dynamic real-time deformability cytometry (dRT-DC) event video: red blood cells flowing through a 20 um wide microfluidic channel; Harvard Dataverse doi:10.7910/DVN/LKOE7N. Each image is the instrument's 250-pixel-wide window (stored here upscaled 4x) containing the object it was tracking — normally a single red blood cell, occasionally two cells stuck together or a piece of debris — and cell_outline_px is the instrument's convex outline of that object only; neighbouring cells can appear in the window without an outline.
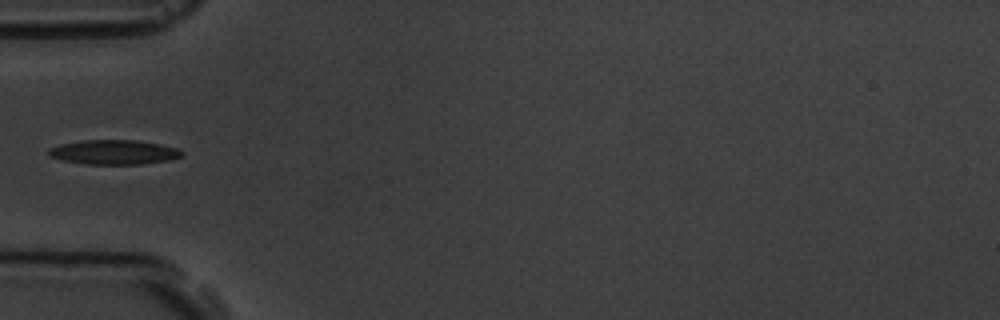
{"species": "common noctule bat (a hibernating species)", "species_latin": "Nyctalus noctula", "temperature_condition": "room temperature", "stored_images_in_passage": 9, "camera_frame_rate_fps": 3000, "um_per_image_px": 0.085, "animal": {"sex": "male", "body_mass_g": 19.5, "forearm_length_mm": 54.6}, "frame": {"image": 1, "passage_image": 6, "time_ms": 5.667, "image_size_px": [1000, 320], "cell_outline_px": [[184, 152], [180, 156], [172, 160], [140, 164], [84, 164], [60, 160], [48, 156], [48, 148], [60, 144], [84, 140], [136, 140], [160, 144], [180, 148]], "centroid_in_image_um": [9.67, 12.93], "position_along_channel_um": 75.3, "area_um2": 19.25}}
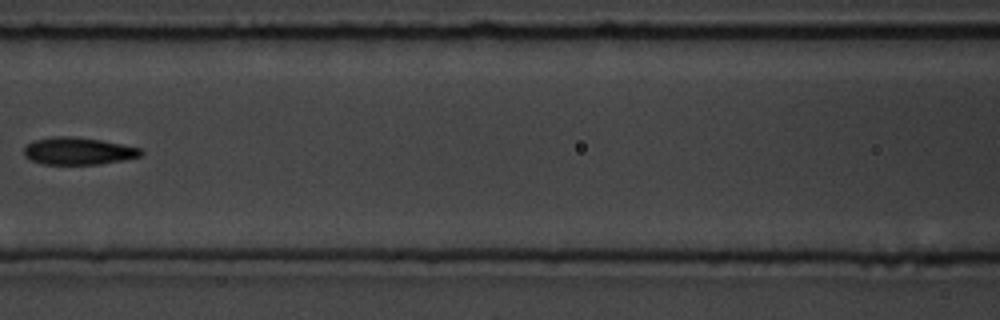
{"frame": {"image": 2, "passage_image": 8, "time_ms": 8.0, "image_size_px": [1000, 320], "cell_outline_px": [[144, 152], [140, 156], [124, 160], [100, 164], [44, 164], [32, 160], [24, 156], [24, 148], [32, 140], [60, 136], [68, 136], [100, 140], [140, 148]], "centroid_in_image_um": [6.64, 12.84], "position_along_channel_um": 160.0, "area_um2": 18.38}}
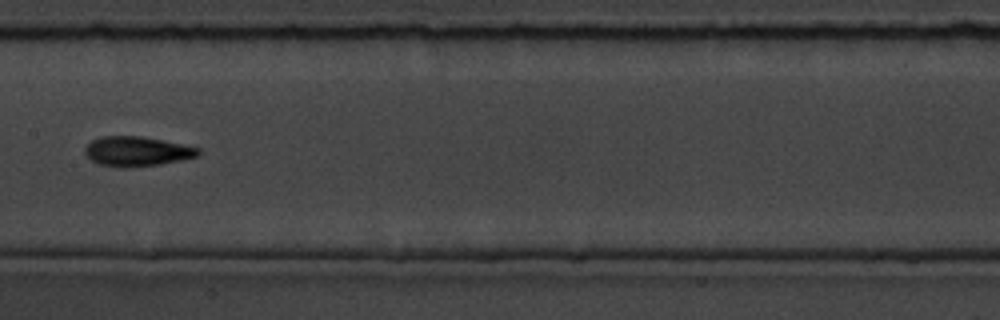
{"frame": {"image": 3, "passage_image": 9, "time_ms": 9.0, "image_size_px": [1000, 320], "cell_outline_px": [[200, 152], [196, 156], [180, 160], [160, 164], [128, 168], [124, 168], [100, 164], [92, 160], [84, 152], [84, 148], [92, 140], [100, 136], [144, 136], [200, 148]], "centroid_in_image_um": [11.62, 12.86], "position_along_channel_um": 195.8, "area_um2": 19.54}}